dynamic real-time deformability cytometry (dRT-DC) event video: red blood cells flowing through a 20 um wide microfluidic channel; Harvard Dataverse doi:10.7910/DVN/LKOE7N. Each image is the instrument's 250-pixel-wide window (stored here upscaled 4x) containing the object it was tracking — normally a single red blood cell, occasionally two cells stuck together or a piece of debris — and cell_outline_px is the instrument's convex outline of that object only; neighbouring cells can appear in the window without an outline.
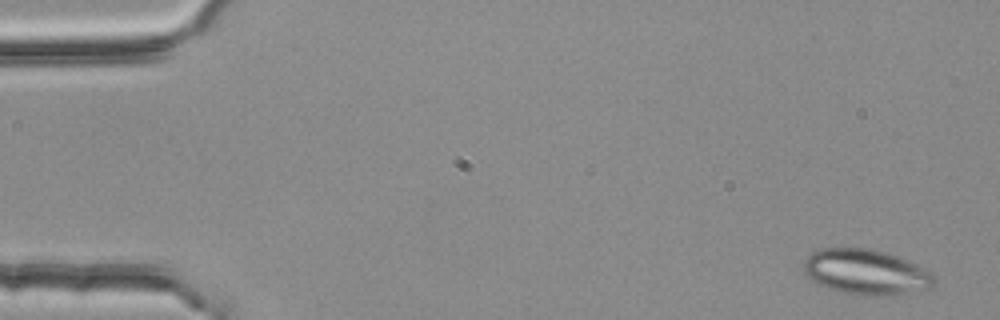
{"species": "common noctule bat (a hibernating species)", "species_latin": "Nyctalus noctula", "temperature_condition": "room temperature", "stored_images_in_passage": 4, "camera_frame_rate_fps": 3000, "um_per_image_px": 0.085, "animal": {"sex": "female", "body_mass_g": 25.1}, "frame": {"image": 1, "passage_image": 1, "time_ms": 0.0, "image_size_px": [1000, 320], "cell_outline_px": [[936, 280], [932, 288], [892, 296], [868, 296], [844, 292], [828, 288], [812, 280], [804, 272], [804, 260], [812, 252], [820, 248], [868, 248], [884, 252], [908, 260], [932, 272], [936, 276]], "centroid_in_image_um": [73.66, 23.13], "position_along_channel_um": 11.3, "area_um2": 34.62}}